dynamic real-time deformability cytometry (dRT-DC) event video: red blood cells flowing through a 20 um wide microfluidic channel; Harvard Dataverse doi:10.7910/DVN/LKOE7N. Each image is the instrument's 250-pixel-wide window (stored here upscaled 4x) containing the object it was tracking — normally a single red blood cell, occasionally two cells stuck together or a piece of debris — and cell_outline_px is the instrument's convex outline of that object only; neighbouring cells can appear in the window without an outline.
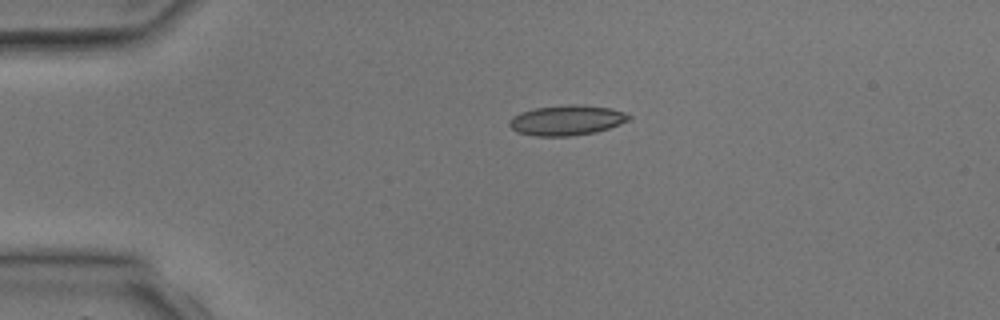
{"species": "common noctule bat (a hibernating species)", "species_latin": "Nyctalus noctula", "temperature_condition": "room temperature", "stored_images_in_passage": 4, "camera_frame_rate_fps": 3000, "um_per_image_px": 0.085, "animal": {"sex": "male", "body_mass_g": 17.9, "forearm_length_mm": 54.2}, "frame": {"image": 1, "passage_image": 2, "time_ms": 1.333, "image_size_px": [1000, 320], "cell_outline_px": [[632, 116], [628, 120], [620, 124], [596, 132], [572, 136], [536, 136], [516, 132], [508, 124], [508, 120], [512, 116], [520, 112], [536, 108], [568, 104], [580, 104], [612, 108], [624, 112]], "centroid_in_image_um": [48.16, 10.21], "position_along_channel_um": 36.8, "area_um2": 21.15}}